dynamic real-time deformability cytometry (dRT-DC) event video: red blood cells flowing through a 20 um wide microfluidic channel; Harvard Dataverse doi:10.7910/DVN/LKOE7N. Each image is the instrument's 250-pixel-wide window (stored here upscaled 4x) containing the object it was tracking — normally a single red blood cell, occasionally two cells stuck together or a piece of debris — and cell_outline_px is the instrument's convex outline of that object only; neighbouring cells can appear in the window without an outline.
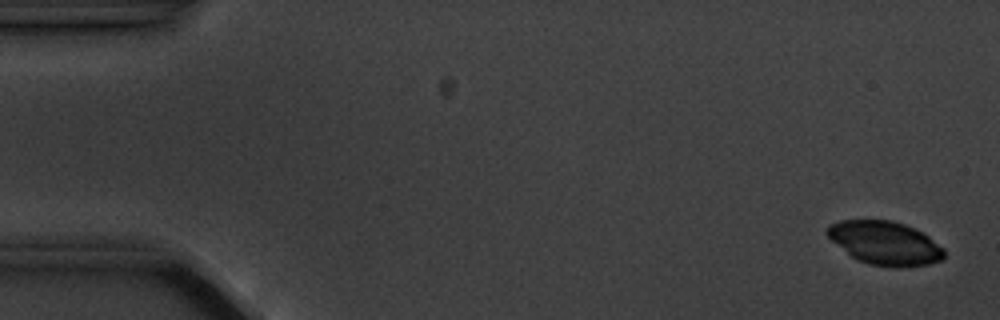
{"species": "common noctule bat (a hibernating species)", "species_latin": "Nyctalus noctula", "temperature_condition": "cold", "stored_images_in_passage": 5, "camera_frame_rate_fps": 3000, "um_per_image_px": 0.085, "animal": {"sex": "male", "body_mass_g": 20.1, "forearm_length_mm": 53.5}, "frame": {"image": 1, "passage_image": 1, "time_ms": 0.0, "image_size_px": [1000, 320], "cell_outline_px": [[944, 256], [940, 260], [928, 264], [896, 268], [868, 264], [856, 260], [832, 240], [824, 232], [828, 224], [840, 220], [892, 220], [904, 224], [928, 236], [944, 248]], "centroid_in_image_um": [75.19, 20.66], "position_along_channel_um": 9.8, "area_um2": 29.59}}